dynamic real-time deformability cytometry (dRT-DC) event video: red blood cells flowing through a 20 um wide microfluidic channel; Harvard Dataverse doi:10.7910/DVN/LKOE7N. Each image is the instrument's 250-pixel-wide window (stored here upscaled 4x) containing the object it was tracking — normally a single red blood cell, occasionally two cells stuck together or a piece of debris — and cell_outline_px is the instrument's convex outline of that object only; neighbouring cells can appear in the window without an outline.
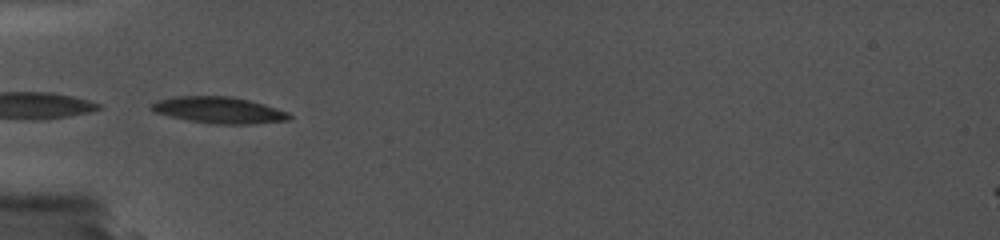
{"species": "common noctule bat (a hibernating species)", "species_latin": "Nyctalus noctula", "temperature_condition": "cold", "stored_images_in_passage": 13, "camera_frame_rate_fps": 5000, "um_per_image_px": 0.085, "animal": {"sex": "female", "body_mass_g": 19.0, "forearm_length_mm": 56.7}, "frame": {"image": 1, "passage_image": 1, "time_ms": 0.0, "image_size_px": [1000, 240], "cell_outline_px": [[292, 120], [248, 124], [216, 124], [188, 120], [156, 112], [148, 108], [156, 100], [176, 96], [232, 96], [264, 104], [288, 112], [292, 116]], "centroid_in_image_um": [18.63, 9.35], "position_along_channel_um": 66.4, "area_um2": 21.15}}
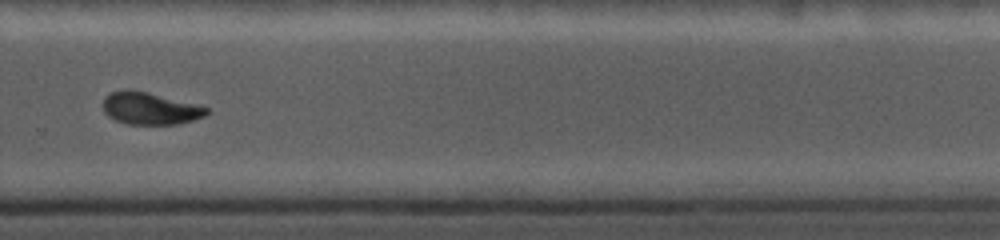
{"frame": {"image": 2, "passage_image": 9, "time_ms": 6.8, "image_size_px": [1000, 240], "cell_outline_px": [[208, 112], [204, 116], [180, 124], [128, 124], [116, 120], [108, 116], [104, 112], [104, 96], [112, 92], [124, 88], [128, 88], [148, 92], [196, 104], [208, 108]], "centroid_in_image_um": [12.72, 9.2], "position_along_channel_um": 317.1, "area_um2": 19.42}}